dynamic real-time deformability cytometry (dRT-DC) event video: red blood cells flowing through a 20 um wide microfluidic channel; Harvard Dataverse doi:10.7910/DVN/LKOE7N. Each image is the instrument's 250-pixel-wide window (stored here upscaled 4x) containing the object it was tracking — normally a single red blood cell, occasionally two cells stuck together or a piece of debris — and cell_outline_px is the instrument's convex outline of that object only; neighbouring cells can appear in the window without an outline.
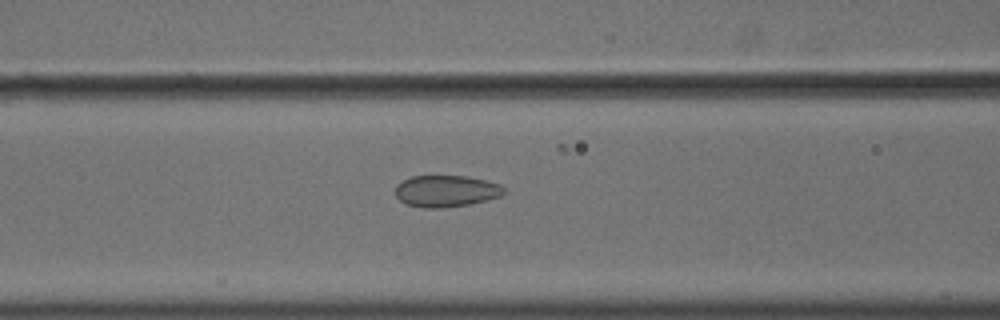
{"species": "common noctule bat (a hibernating species)", "species_latin": "Nyctalus noctula", "temperature_condition": "cold", "stored_images_in_passage": 18, "camera_frame_rate_fps": 3000, "um_per_image_px": 0.085, "animal": {"sex": "male", "body_mass_g": 18.8}, "frame": {"image": 1, "passage_image": 18, "time_ms": 5.667, "image_size_px": [1000, 320], "cell_outline_px": [[508, 192], [500, 196], [468, 204], [444, 208], [424, 208], [404, 204], [396, 196], [396, 184], [412, 176], [468, 176], [500, 184], [508, 188]], "centroid_in_image_um": [37.94, 16.24], "position_along_channel_um": 128.7, "area_um2": 20.17}}